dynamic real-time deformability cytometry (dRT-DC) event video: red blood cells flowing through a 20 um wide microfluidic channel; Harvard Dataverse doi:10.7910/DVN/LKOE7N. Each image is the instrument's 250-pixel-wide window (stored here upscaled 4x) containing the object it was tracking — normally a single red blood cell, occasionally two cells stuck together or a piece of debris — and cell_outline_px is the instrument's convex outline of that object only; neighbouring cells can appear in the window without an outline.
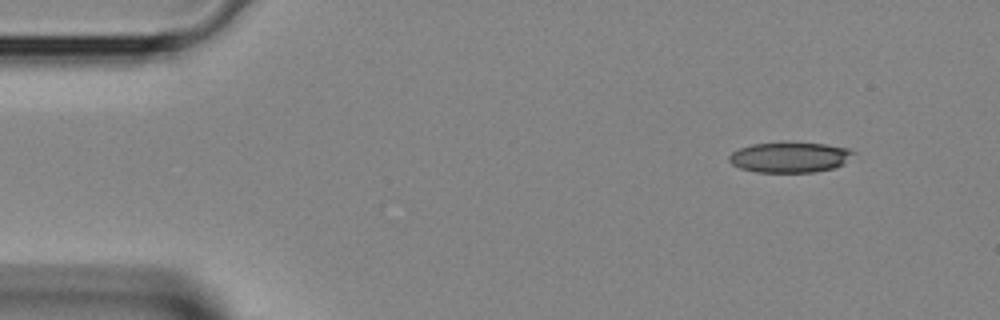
{"species": "Egyptian fruit bat (a non-hibernating species)", "species_latin": "Rousettus aegyptiacus", "temperature_condition": "room temperature", "stored_images_in_passage": 3, "camera_frame_rate_fps": 3000, "um_per_image_px": 0.085, "animal": {"sex": "female"}, "frame": {"image": 1, "passage_image": 1, "time_ms": 0.0, "image_size_px": [1000, 320], "cell_outline_px": [[856, 152], [844, 164], [836, 168], [816, 172], [756, 172], [740, 168], [732, 164], [728, 160], [728, 156], [732, 152], [740, 148], [752, 144], [784, 140], [824, 144], [848, 148]], "centroid_in_image_um": [67.14, 13.34], "position_along_channel_um": 17.9, "area_um2": 22.72}}
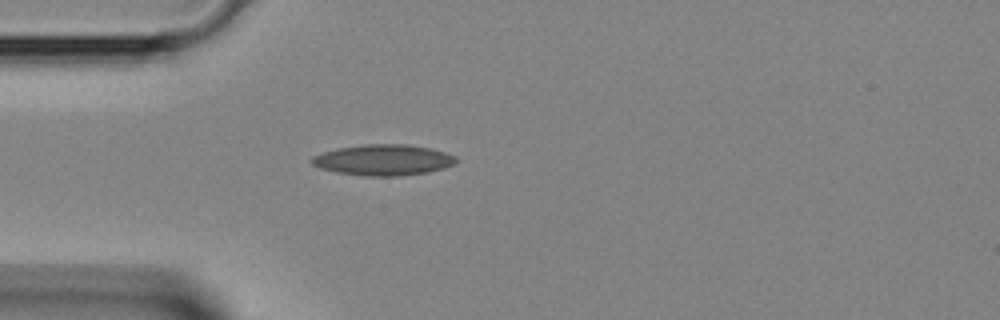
{"frame": {"image": 2, "passage_image": 3, "time_ms": 0.667, "image_size_px": [1000, 320], "cell_outline_px": [[456, 160], [452, 164], [444, 168], [428, 172], [396, 176], [368, 176], [336, 172], [320, 168], [312, 164], [312, 156], [336, 148], [364, 144], [404, 144], [432, 148], [456, 156]], "centroid_in_image_um": [32.57, 13.59], "position_along_channel_um": 52.4, "area_um2": 25.84}}